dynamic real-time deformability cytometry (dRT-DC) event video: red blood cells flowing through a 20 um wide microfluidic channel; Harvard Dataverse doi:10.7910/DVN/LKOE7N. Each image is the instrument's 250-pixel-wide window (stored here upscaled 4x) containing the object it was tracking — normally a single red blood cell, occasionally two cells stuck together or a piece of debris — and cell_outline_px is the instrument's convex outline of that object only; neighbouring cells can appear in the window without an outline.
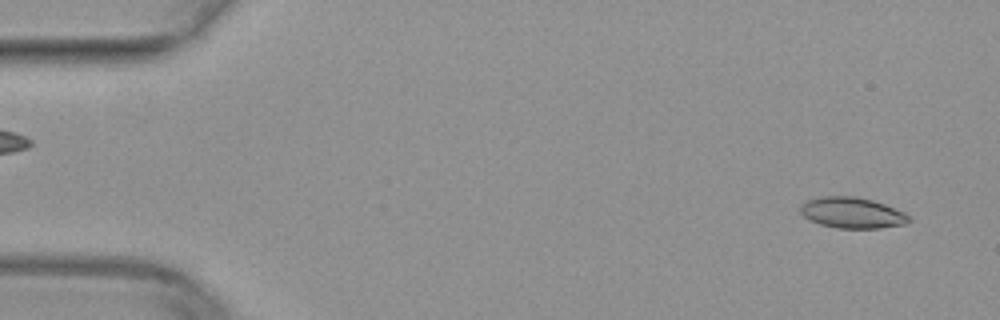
{"species": "common noctule bat (a hibernating species)", "species_latin": "Nyctalus noctula", "temperature_condition": "warm", "stored_images_in_passage": 50, "camera_frame_rate_fps": 3000, "um_per_image_px": 0.085, "animal": {"sex": "female", "body_mass_g": 29.2, "forearm_length_mm": 56.3}, "frame": {"image": 1, "passage_image": 3, "time_ms": 0.667, "image_size_px": [1000, 320], "cell_outline_px": [[912, 220], [904, 224], [880, 228], [836, 228], [820, 224], [808, 220], [800, 212], [800, 204], [808, 200], [824, 196], [856, 196], [872, 200], [884, 204], [904, 212]], "centroid_in_image_um": [72.41, 18.09], "position_along_channel_um": 12.6, "area_um2": 19.54}}
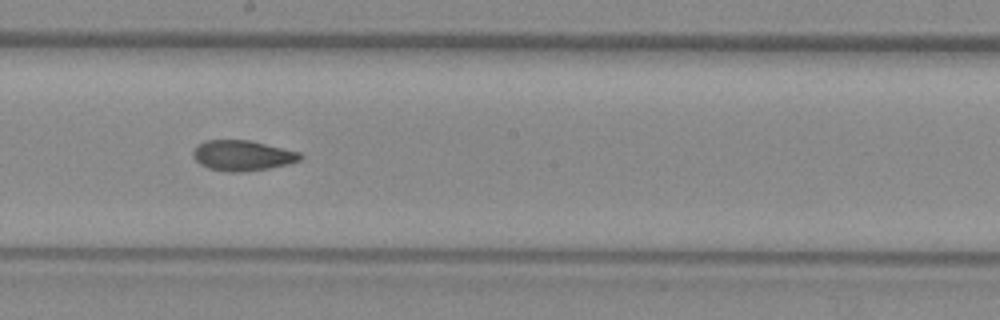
{"frame": {"image": 2, "passage_image": 28, "time_ms": 9.0, "image_size_px": [1000, 320], "cell_outline_px": [[304, 156], [300, 160], [288, 164], [268, 168], [240, 172], [224, 172], [208, 168], [200, 164], [196, 160], [192, 152], [200, 144], [208, 140], [248, 140], [300, 152]], "centroid_in_image_um": [20.62, 13.23], "position_along_channel_um": 227.6, "area_um2": 18.79}}
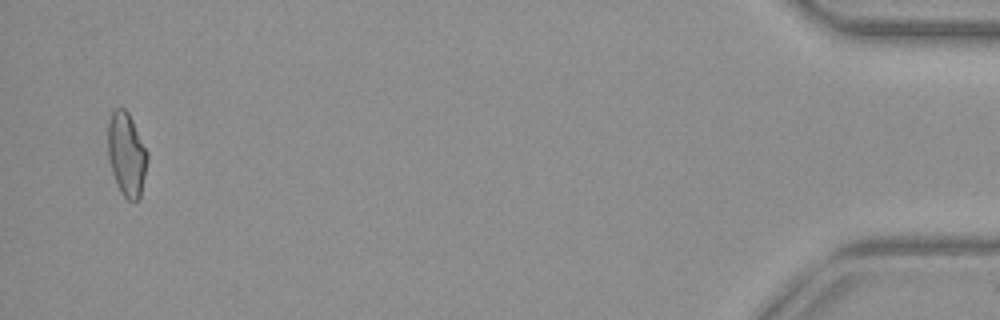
{"frame": {"image": 3, "passage_image": 49, "time_ms": 16.0, "image_size_px": [1000, 320], "cell_outline_px": [[148, 156], [140, 200], [136, 204], [132, 204], [120, 192], [116, 184], [112, 172], [108, 156], [108, 120], [112, 108], [124, 108], [128, 112], [148, 152]], "centroid_in_image_um": [10.75, 13.15], "position_along_channel_um": 424.4, "area_um2": 19.59}}